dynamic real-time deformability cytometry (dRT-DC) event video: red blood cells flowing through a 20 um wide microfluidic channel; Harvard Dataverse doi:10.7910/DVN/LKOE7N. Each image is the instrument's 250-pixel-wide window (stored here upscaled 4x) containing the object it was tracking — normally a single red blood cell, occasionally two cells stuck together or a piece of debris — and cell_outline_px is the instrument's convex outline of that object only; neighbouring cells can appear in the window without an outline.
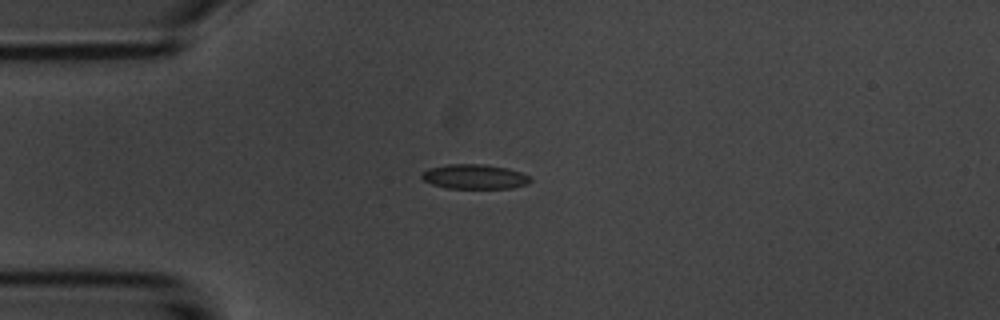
{"species": "common noctule bat (a hibernating species)", "species_latin": "Nyctalus noctula", "temperature_condition": "room temperature", "stored_images_in_passage": 5, "camera_frame_rate_fps": 3000, "um_per_image_px": 0.085, "animal": {"sex": "male", "body_mass_g": 20.1, "forearm_length_mm": 53.5}, "frame": {"image": 1, "passage_image": 5, "time_ms": 4.667, "image_size_px": [1000, 320], "cell_outline_px": [[532, 180], [528, 184], [512, 188], [448, 188], [432, 184], [424, 180], [420, 176], [428, 168], [448, 164], [484, 164], [508, 168], [532, 176]], "centroid_in_image_um": [40.38, 15.01], "position_along_channel_um": 44.6, "area_um2": 15.66}}